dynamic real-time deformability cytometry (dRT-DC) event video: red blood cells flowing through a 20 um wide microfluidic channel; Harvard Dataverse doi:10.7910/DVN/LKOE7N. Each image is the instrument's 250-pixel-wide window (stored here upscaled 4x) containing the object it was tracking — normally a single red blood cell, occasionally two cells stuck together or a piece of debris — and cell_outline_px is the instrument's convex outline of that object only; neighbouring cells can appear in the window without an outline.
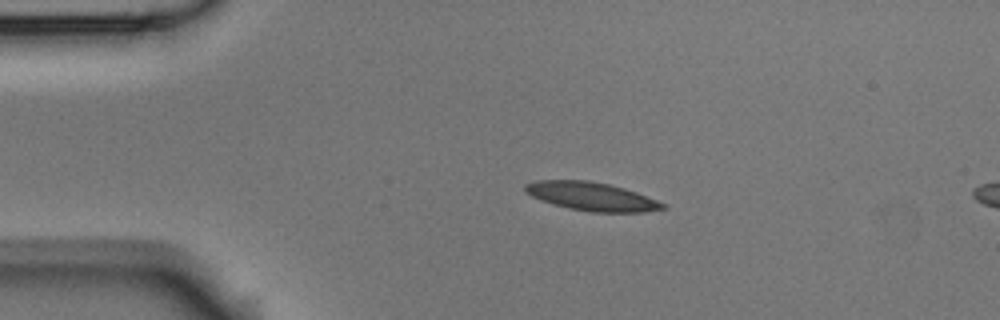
{"species": "Egyptian fruit bat (a non-hibernating species)", "species_latin": "Rousettus aegyptiacus", "temperature_condition": "room temperature", "stored_images_in_passage": 5, "segment_of_instrument_passage": [1, 2], "camera_frame_rate_fps": 3000, "um_per_image_px": 0.085, "animal": {"sex": "male"}, "frame": {"image": 1, "passage_image": 3, "time_ms": 0.667, "image_size_px": [1000, 320], "cell_outline_px": [[668, 208], [644, 212], [592, 212], [572, 208], [556, 204], [532, 196], [524, 188], [524, 184], [536, 180], [588, 180], [608, 184], [624, 188], [636, 192], [656, 200], [664, 204]], "centroid_in_image_um": [50.32, 16.68], "position_along_channel_um": 34.7, "area_um2": 22.37}}